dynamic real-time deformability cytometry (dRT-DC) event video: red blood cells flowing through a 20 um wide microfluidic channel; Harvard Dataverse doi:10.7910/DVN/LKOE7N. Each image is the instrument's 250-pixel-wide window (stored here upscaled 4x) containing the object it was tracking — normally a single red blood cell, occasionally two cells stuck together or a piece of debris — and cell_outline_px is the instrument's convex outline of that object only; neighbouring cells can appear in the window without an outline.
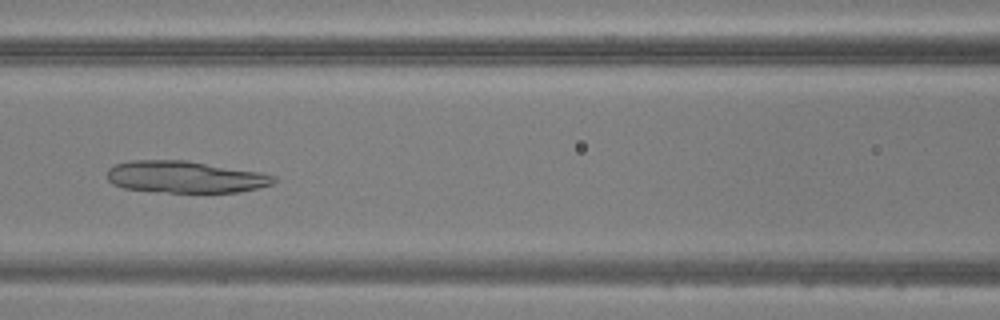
{"species": "common noctule bat (a hibernating species)", "species_latin": "Nyctalus noctula", "temperature_condition": "warm", "stored_images_in_passage": 36, "camera_frame_rate_fps": 3000, "um_per_image_px": 0.085, "animal": {"sex": "male", "body_mass_g": 20.5, "forearm_length_mm": 52.5}, "frame": {"image": 1, "passage_image": 9, "time_ms": 2.667, "image_size_px": [1000, 320], "cell_outline_px": [[276, 180], [272, 184], [240, 192], [168, 192], [124, 188], [112, 184], [108, 180], [108, 168], [116, 164], [132, 160], [188, 160], [260, 172], [276, 176]], "centroid_in_image_um": [15.75, 15.03], "position_along_channel_um": 150.9, "area_um2": 30.87}}
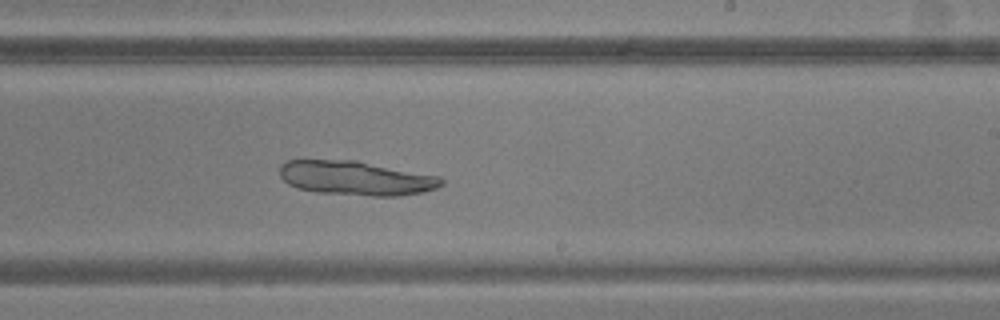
{"frame": {"image": 2, "passage_image": 17, "time_ms": 5.333, "image_size_px": [1000, 320], "cell_outline_px": [[444, 184], [436, 188], [424, 192], [400, 196], [372, 196], [316, 192], [300, 188], [288, 184], [280, 176], [280, 164], [288, 160], [356, 160], [440, 176], [444, 180]], "centroid_in_image_um": [30.29, 15.14], "position_along_channel_um": 258.7, "area_um2": 32.43}}
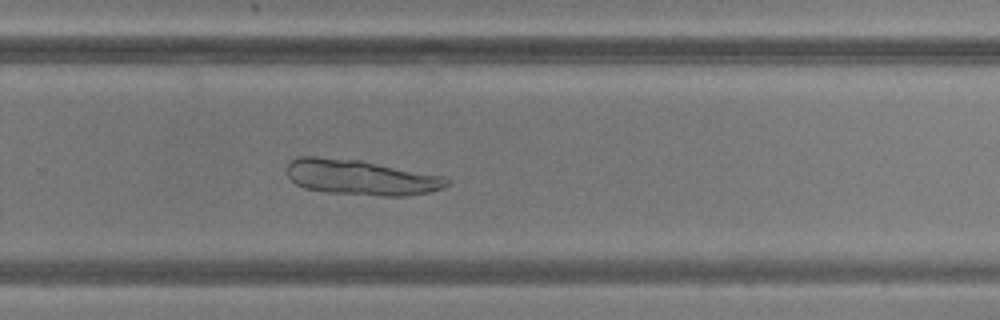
{"frame": {"image": 3, "passage_image": 20, "time_ms": 6.333, "image_size_px": [1000, 320], "cell_outline_px": [[448, 184], [440, 188], [428, 192], [404, 196], [380, 196], [324, 192], [304, 188], [296, 184], [288, 176], [288, 164], [292, 160], [300, 156], [316, 156], [364, 160], [448, 176]], "centroid_in_image_um": [30.7, 15.06], "position_along_channel_um": 299.1, "area_um2": 33.35}}